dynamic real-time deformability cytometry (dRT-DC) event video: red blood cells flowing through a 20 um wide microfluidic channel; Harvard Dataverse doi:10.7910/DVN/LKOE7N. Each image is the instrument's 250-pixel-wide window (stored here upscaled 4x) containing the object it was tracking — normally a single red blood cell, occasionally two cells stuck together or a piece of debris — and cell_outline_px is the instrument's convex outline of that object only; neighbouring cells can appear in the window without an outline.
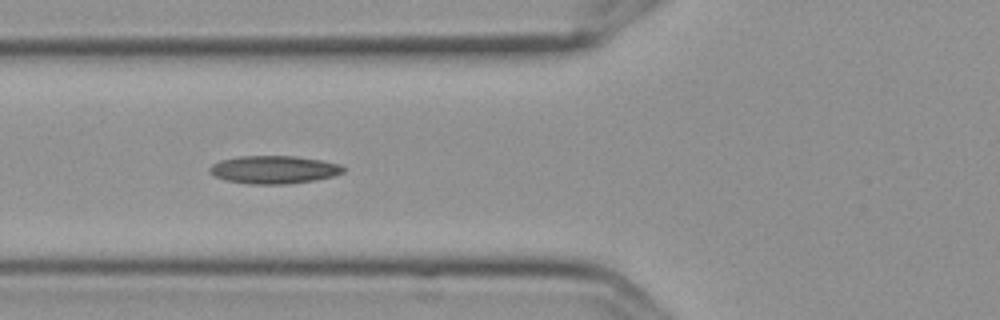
{"species": "Egyptian fruit bat (a non-hibernating species)", "species_latin": "Rousettus aegyptiacus", "temperature_condition": "cold", "stored_images_in_passage": 9, "camera_frame_rate_fps": 3000, "um_per_image_px": 0.085, "frame": {"image": 1, "passage_image": 7, "time_ms": 2.0, "image_size_px": [1000, 320], "cell_outline_px": [[344, 172], [332, 176], [316, 180], [288, 184], [248, 184], [224, 180], [208, 172], [208, 168], [212, 164], [220, 160], [240, 156], [296, 156], [320, 160], [340, 164], [344, 168]], "centroid_in_image_um": [23.25, 14.42], "position_along_channel_um": 102.5, "area_um2": 21.85}}
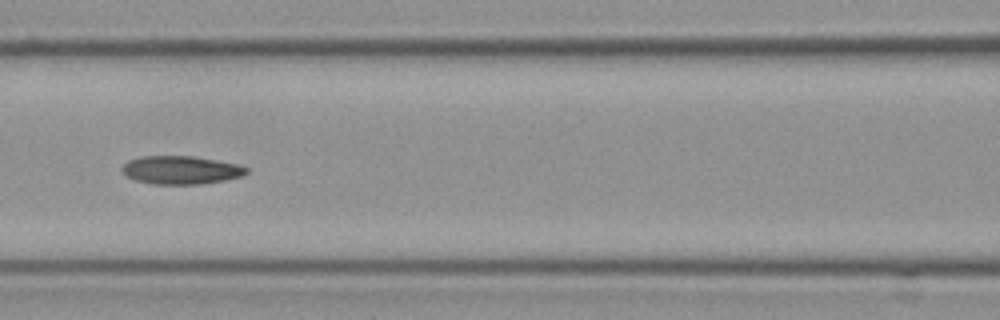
{"frame": {"image": 2, "passage_image": 8, "time_ms": 2.333, "image_size_px": [1000, 320], "cell_outline_px": [[248, 172], [244, 176], [224, 180], [200, 184], [152, 184], [136, 180], [124, 176], [120, 168], [128, 160], [140, 156], [192, 156], [236, 164], [248, 168]], "centroid_in_image_um": [15.33, 14.45], "position_along_channel_um": 151.3, "area_um2": 20.52}}
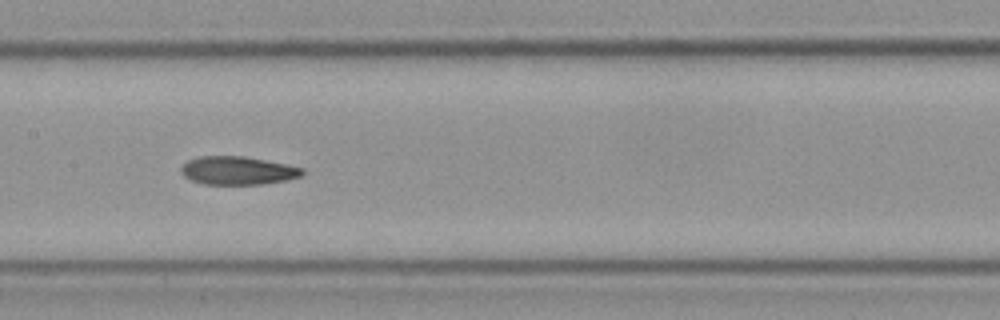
{"frame": {"image": 3, "passage_image": 9, "time_ms": 2.667, "image_size_px": [1000, 320], "cell_outline_px": [[304, 172], [300, 176], [284, 180], [260, 184], [204, 184], [192, 180], [184, 176], [180, 172], [180, 168], [188, 160], [200, 156], [244, 156], [304, 168]], "centroid_in_image_um": [20.17, 14.49], "position_along_channel_um": 187.2, "area_um2": 19.71}}